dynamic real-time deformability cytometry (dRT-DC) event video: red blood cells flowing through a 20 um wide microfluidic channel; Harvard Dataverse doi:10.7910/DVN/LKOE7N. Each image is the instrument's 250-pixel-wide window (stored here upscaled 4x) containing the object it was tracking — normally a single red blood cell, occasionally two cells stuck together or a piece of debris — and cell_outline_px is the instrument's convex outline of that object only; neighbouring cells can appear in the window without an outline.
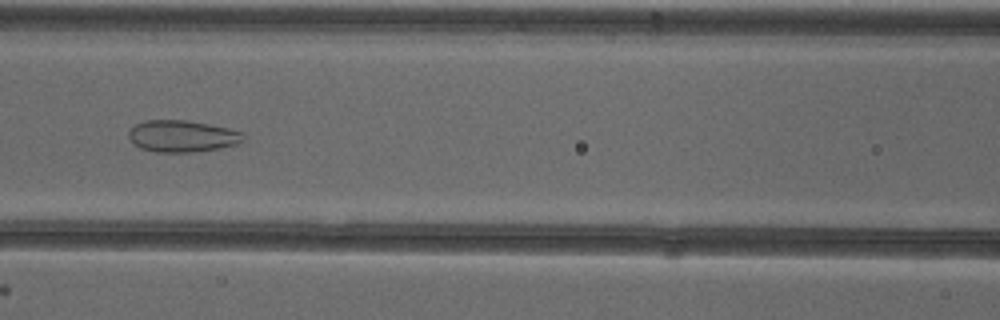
{"species": "common noctule bat (a hibernating species)", "species_latin": "Nyctalus noctula", "temperature_condition": "cold", "stored_images_in_passage": 49, "camera_frame_rate_fps": 3000, "um_per_image_px": 0.085, "animal": {"sex": "female"}, "frame": {"image": 1, "passage_image": 20, "time_ms": 6.333, "image_size_px": [1000, 320], "cell_outline_px": [[244, 140], [240, 144], [220, 148], [196, 152], [156, 152], [140, 148], [128, 136], [128, 132], [136, 124], [144, 120], [184, 120], [208, 124], [228, 128], [244, 132]], "centroid_in_image_um": [15.53, 11.58], "position_along_channel_um": 151.1, "area_um2": 21.27}}
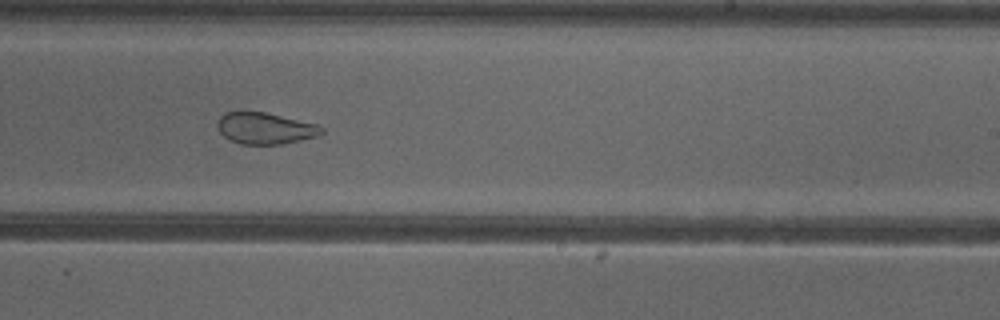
{"frame": {"image": 2, "passage_image": 29, "time_ms": 9.333, "image_size_px": [1000, 320], "cell_outline_px": [[324, 132], [316, 136], [300, 140], [280, 144], [240, 144], [224, 136], [216, 128], [216, 120], [224, 112], [264, 112], [316, 124], [324, 128]], "centroid_in_image_um": [22.49, 10.9], "position_along_channel_um": 266.5, "area_um2": 18.96}}
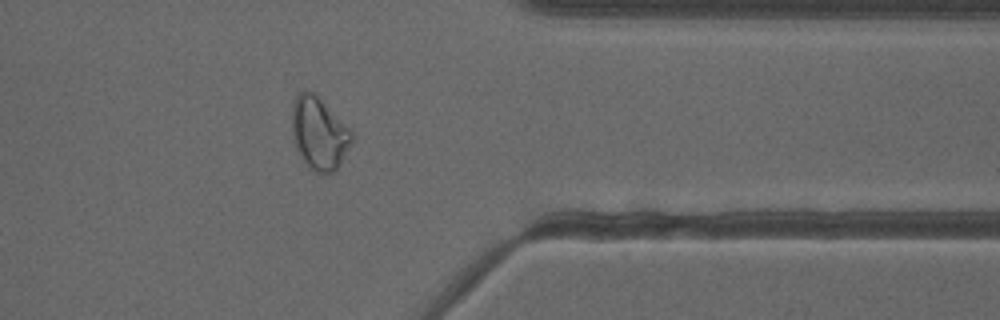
{"frame": {"image": 3, "passage_image": 39, "time_ms": 12.667, "image_size_px": [1000, 320], "cell_outline_px": [[352, 144], [340, 164], [332, 172], [316, 172], [308, 168], [300, 156], [296, 148], [292, 136], [292, 104], [296, 92], [304, 88], [316, 92], [352, 132]], "centroid_in_image_um": [27.09, 11.27], "position_along_channel_um": 384.3, "area_um2": 25.66}, "authors_computed_cell_mechanics": {"area_um2": 26.1256, "velocity_mm_per_s": 3.8539, "shape_relaxation_time_tau1_ms": null, "shape_relaxation_time_tau2_ms": 1.4367, "deformation_change_tau1": null, "deformation_change_tau2": 0.0766}}